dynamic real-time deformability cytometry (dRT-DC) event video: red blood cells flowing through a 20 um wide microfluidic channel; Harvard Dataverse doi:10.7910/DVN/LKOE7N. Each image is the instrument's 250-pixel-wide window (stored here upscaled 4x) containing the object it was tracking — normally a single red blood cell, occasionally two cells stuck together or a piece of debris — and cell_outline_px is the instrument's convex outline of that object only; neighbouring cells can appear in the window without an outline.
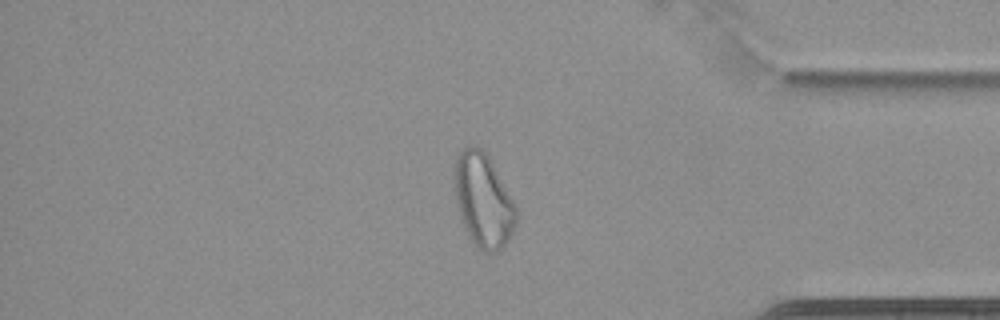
{"species": "common noctule bat (a hibernating species)", "species_latin": "Nyctalus noctula", "temperature_condition": "cold", "stored_images_in_passage": 65, "camera_frame_rate_fps": 3000, "um_per_image_px": 0.085, "animal": {"sex": "female", "body_mass_g": 22.7, "forearm_length_mm": 54.2}, "frame": {"image": 1, "passage_image": 56, "time_ms": 18.333, "image_size_px": [1000, 320], "cell_outline_px": [[516, 224], [508, 240], [496, 252], [484, 252], [468, 236], [464, 228], [456, 204], [452, 176], [452, 172], [456, 152], [468, 144], [476, 144], [488, 156], [512, 200], [516, 208]], "centroid_in_image_um": [41.0, 16.96], "position_along_channel_um": 394.2, "area_um2": 33.87}}